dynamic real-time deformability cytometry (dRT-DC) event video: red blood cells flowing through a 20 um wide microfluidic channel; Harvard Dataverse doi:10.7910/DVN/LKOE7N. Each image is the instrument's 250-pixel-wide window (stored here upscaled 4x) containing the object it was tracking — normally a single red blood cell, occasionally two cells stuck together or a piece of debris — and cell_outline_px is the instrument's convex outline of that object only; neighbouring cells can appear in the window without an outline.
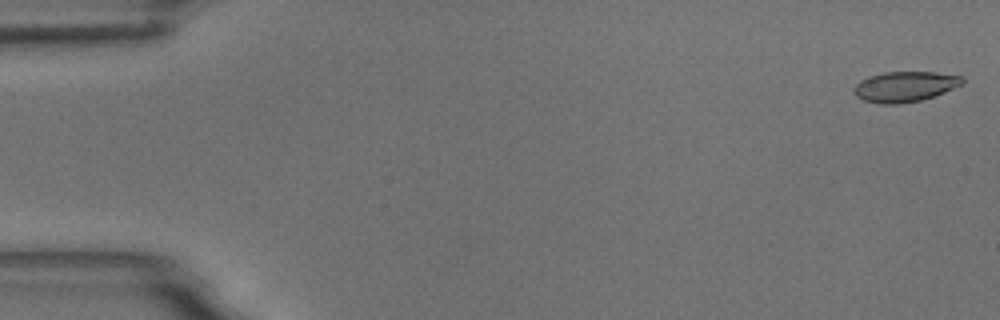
{"species": "common noctule bat (a hibernating species)", "species_latin": "Nyctalus noctula", "temperature_condition": "room temperature", "stored_images_in_passage": 55, "camera_frame_rate_fps": 3000, "um_per_image_px": 0.085, "animal": {"sex": "male", "body_mass_g": 18.8}, "frame": {"image": 1, "passage_image": 1, "time_ms": 0.0, "image_size_px": [1000, 320], "cell_outline_px": [[964, 84], [944, 92], [920, 100], [900, 104], [880, 104], [864, 100], [856, 96], [852, 92], [852, 88], [860, 80], [868, 76], [884, 72], [936, 72], [964, 76]], "centroid_in_image_um": [76.9, 7.35], "position_along_channel_um": 8.1, "area_um2": 19.36}}
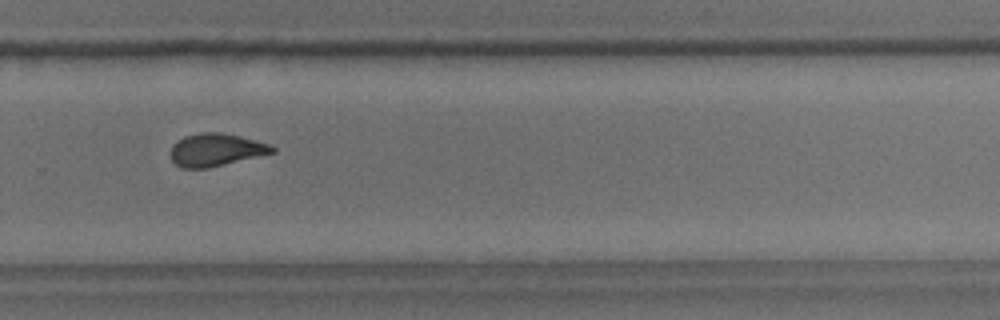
{"frame": {"image": 2, "passage_image": 37, "time_ms": 12.0, "image_size_px": [1000, 320], "cell_outline_px": [[276, 152], [208, 168], [180, 168], [172, 160], [172, 144], [176, 140], [184, 136], [200, 132], [220, 132], [240, 136], [272, 144], [276, 148]], "centroid_in_image_um": [18.37, 12.72], "position_along_channel_um": 311.4, "area_um2": 19.48}}
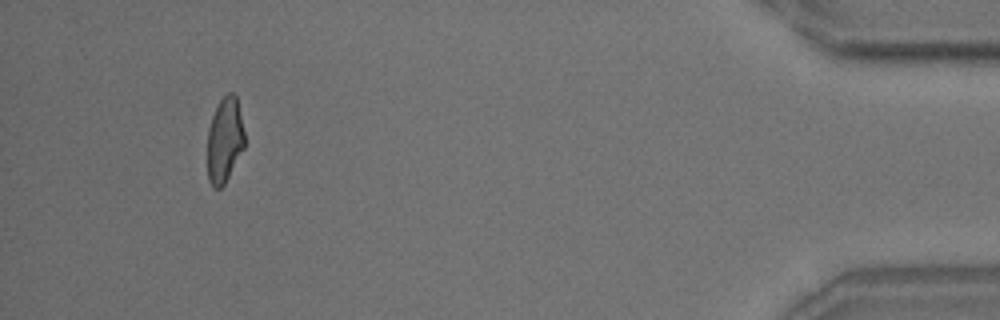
{"frame": {"image": 3, "passage_image": 51, "time_ms": 16.667, "image_size_px": [1000, 320], "cell_outline_px": [[244, 148], [224, 184], [220, 188], [212, 188], [208, 180], [208, 128], [212, 116], [220, 100], [228, 92], [232, 92], [236, 96], [244, 132]], "centroid_in_image_um": [19.08, 11.92], "position_along_channel_um": 416.1, "area_um2": 18.26}, "authors_computed_cell_mechanics": {"area_um2": 19.652, "velocity_mm_per_s": 3.6929, "shape_relaxation_time_tau1_ms": 7.6317, "shape_relaxation_time_tau2_ms": 1.8959, "deformation_change_tau1": 0.1822, "deformation_change_tau2": 0.0893}}